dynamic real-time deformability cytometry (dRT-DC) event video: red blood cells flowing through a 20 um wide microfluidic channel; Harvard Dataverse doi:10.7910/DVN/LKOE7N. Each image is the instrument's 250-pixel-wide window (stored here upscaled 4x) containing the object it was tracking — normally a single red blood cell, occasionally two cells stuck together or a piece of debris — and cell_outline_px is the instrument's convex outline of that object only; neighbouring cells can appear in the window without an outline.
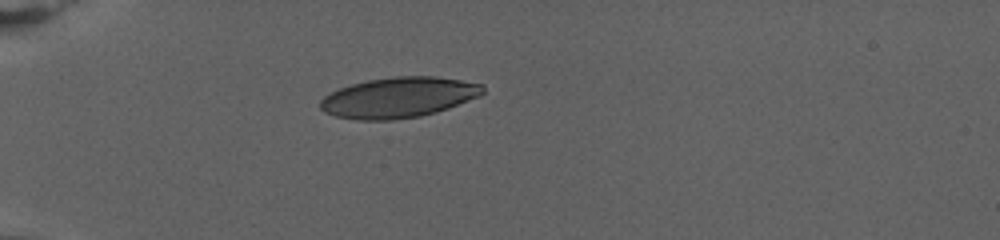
{"species": "human", "species_latin": "Homo sapiens", "temperature_condition": "warm", "stored_images_in_passage": 57, "camera_frame_rate_fps": 3000, "um_per_image_px": 0.085, "donor": {"sex": "female"}, "frame": {"image": 1, "passage_image": 1, "time_ms": 0.0, "image_size_px": [1000, 240], "cell_outline_px": [[484, 92], [480, 96], [448, 108], [436, 112], [420, 116], [392, 120], [356, 120], [336, 116], [324, 112], [320, 108], [320, 100], [324, 96], [340, 88], [352, 84], [368, 80], [396, 76], [436, 76], [484, 84]], "centroid_in_image_um": [33.89, 8.28], "position_along_channel_um": 51.1, "area_um2": 38.32}}
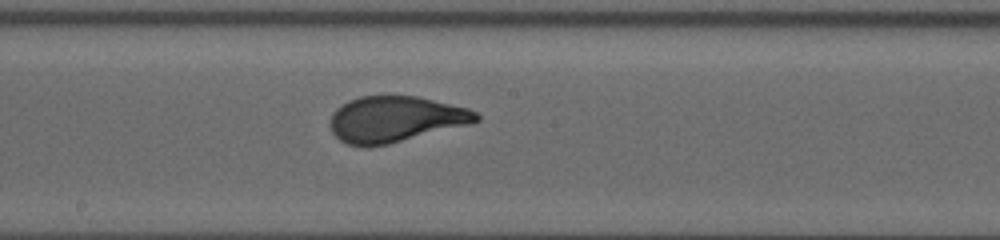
{"frame": {"image": 2, "passage_image": 23, "time_ms": 7.333, "image_size_px": [1000, 240], "cell_outline_px": [[480, 120], [468, 124], [388, 144], [364, 148], [348, 144], [340, 140], [332, 132], [332, 112], [336, 108], [348, 100], [360, 96], [416, 96], [468, 108], [476, 112], [480, 116]], "centroid_in_image_um": [33.58, 10.13], "position_along_channel_um": 214.6, "area_um2": 38.78}}
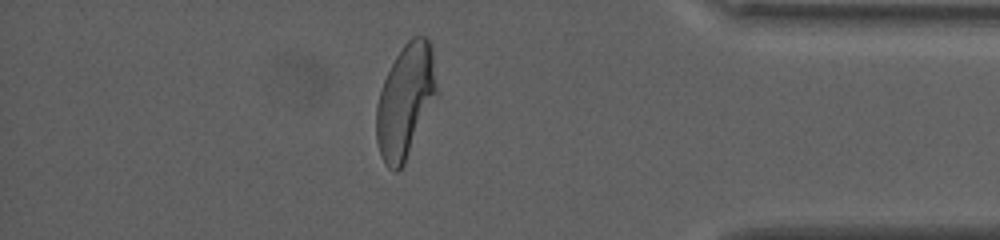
{"frame": {"image": 3, "passage_image": 47, "time_ms": 15.333, "image_size_px": [1000, 240], "cell_outline_px": [[436, 92], [404, 164], [396, 172], [392, 172], [384, 164], [380, 156], [376, 140], [376, 104], [384, 80], [396, 56], [404, 44], [412, 36], [424, 36], [432, 44], [436, 88]], "centroid_in_image_um": [34.41, 8.59], "position_along_channel_um": 400.8, "area_um2": 39.13}, "authors_computed_cell_mechanics": {"area_um2": 39.1884, "velocity_mm_per_s": 2.6231, "shape_relaxation_time_tau1_ms": 5.2082, "shape_relaxation_time_tau2_ms": null, "deformation_change_tau1": 0.2182, "deformation_change_tau2": null}}